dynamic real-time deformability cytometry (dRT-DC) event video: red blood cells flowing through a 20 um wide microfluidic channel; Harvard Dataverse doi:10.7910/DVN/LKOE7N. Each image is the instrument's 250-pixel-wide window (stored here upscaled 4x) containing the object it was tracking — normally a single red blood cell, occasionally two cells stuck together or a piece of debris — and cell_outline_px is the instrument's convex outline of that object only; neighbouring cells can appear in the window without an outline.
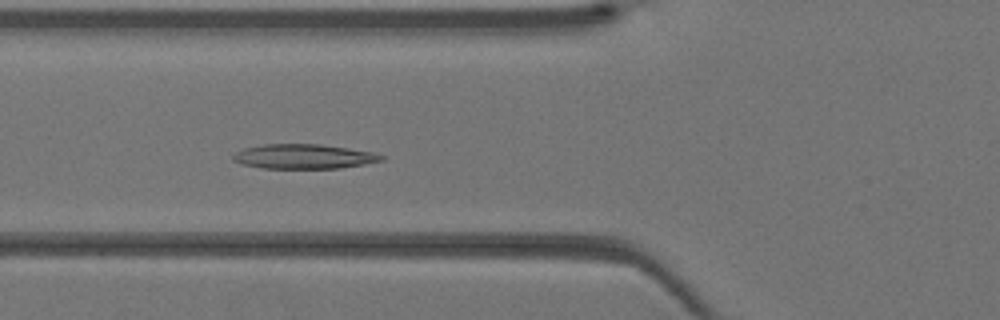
{"species": "Egyptian fruit bat (a non-hibernating species)", "species_latin": "Rousettus aegyptiacus", "temperature_condition": "warm", "stored_images_in_passage": 41, "camera_frame_rate_fps": 3000, "um_per_image_px": 0.085, "animal": {"sex": "female"}, "frame": {"image": 1, "passage_image": 15, "time_ms": 4.667, "image_size_px": [1000, 320], "cell_outline_px": [[388, 156], [384, 160], [364, 164], [340, 168], [260, 168], [240, 164], [232, 160], [232, 156], [236, 152], [244, 148], [260, 144], [320, 144], [348, 148], [372, 152]], "centroid_in_image_um": [25.81, 13.3], "position_along_channel_um": 100.0, "area_um2": 21.44}}
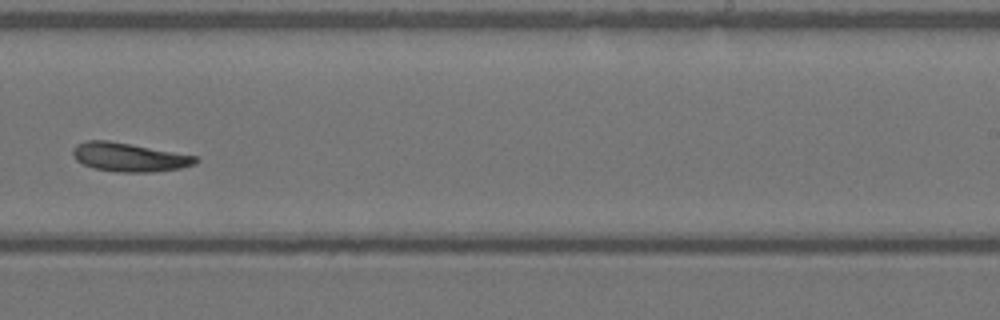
{"frame": {"image": 2, "passage_image": 26, "time_ms": 8.333, "image_size_px": [1000, 320], "cell_outline_px": [[200, 160], [196, 164], [180, 168], [152, 172], [116, 172], [92, 168], [76, 160], [72, 156], [72, 148], [76, 144], [88, 140], [108, 140], [196, 156]], "centroid_in_image_um": [10.94, 13.36], "position_along_channel_um": 278.1, "area_um2": 20.58}}
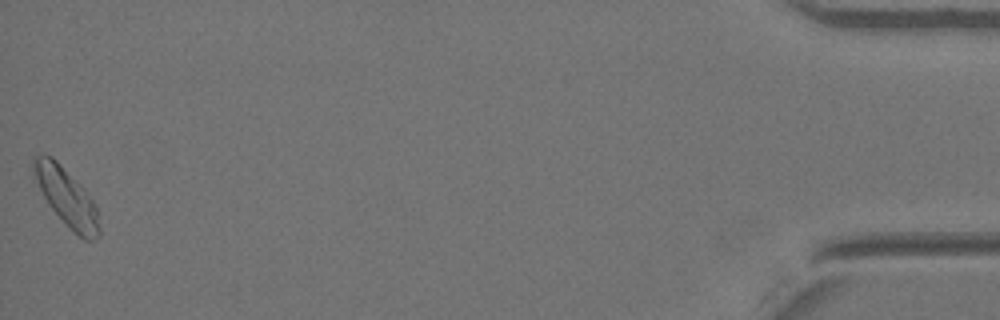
{"frame": {"image": 3, "passage_image": 41, "time_ms": 13.333, "image_size_px": [1000, 320], "cell_outline_px": [[100, 236], [92, 240], [84, 240], [64, 224], [48, 204], [36, 180], [32, 168], [32, 160], [36, 156], [52, 156], [84, 188], [96, 204], [100, 228]], "centroid_in_image_um": [5.69, 16.8], "position_along_channel_um": 429.5, "area_um2": 21.96}}